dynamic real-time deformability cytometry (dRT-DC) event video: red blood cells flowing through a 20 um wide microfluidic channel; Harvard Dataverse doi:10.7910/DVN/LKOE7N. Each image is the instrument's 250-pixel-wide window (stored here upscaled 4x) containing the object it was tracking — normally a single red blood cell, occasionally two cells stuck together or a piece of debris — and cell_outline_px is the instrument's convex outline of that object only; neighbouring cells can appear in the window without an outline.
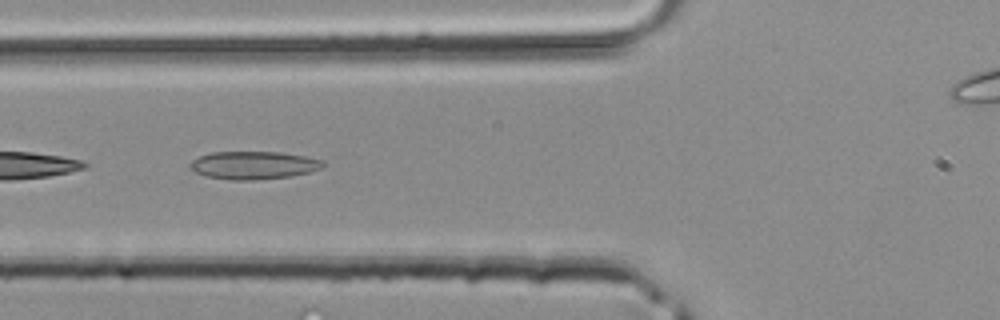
{"species": "common noctule bat (a hibernating species)", "species_latin": "Nyctalus noctula", "temperature_condition": "room temperature", "stored_images_in_passage": 27, "camera_frame_rate_fps": 3000, "um_per_image_px": 0.085, "animal": {"sex": "male", "body_mass_g": 20.4}, "frame": {"image": 1, "passage_image": 5, "time_ms": 1.333, "image_size_px": [1000, 320], "cell_outline_px": [[324, 164], [320, 168], [308, 172], [292, 176], [256, 180], [228, 180], [204, 176], [196, 172], [188, 164], [192, 160], [200, 156], [212, 152], [280, 152], [304, 156], [324, 160]], "centroid_in_image_um": [21.53, 14.05], "position_along_channel_um": 104.3, "area_um2": 21.62}}
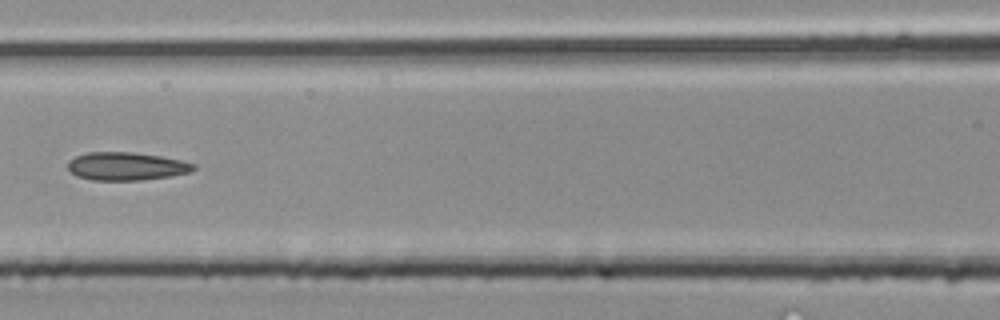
{"frame": {"image": 2, "passage_image": 8, "time_ms": 2.333, "image_size_px": [1000, 320], "cell_outline_px": [[196, 168], [188, 172], [168, 176], [140, 180], [92, 180], [76, 176], [68, 168], [68, 160], [76, 156], [88, 152], [132, 152], [160, 156], [180, 160], [196, 164]], "centroid_in_image_um": [10.71, 14.13], "position_along_channel_um": 155.9, "area_um2": 20.4}}
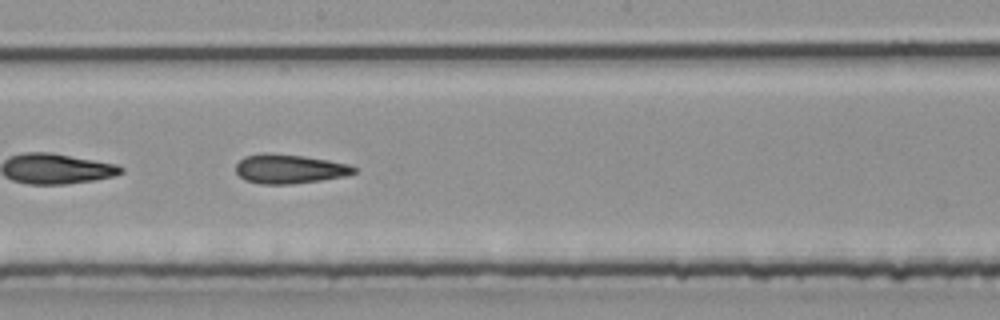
{"frame": {"image": 3, "passage_image": 12, "time_ms": 3.667, "image_size_px": [1000, 320], "cell_outline_px": [[356, 172], [348, 176], [296, 184], [260, 184], [244, 180], [236, 172], [236, 164], [244, 156], [304, 156], [328, 160], [348, 164], [356, 168]], "centroid_in_image_um": [24.67, 14.42], "position_along_channel_um": 223.5, "area_um2": 19.48}}